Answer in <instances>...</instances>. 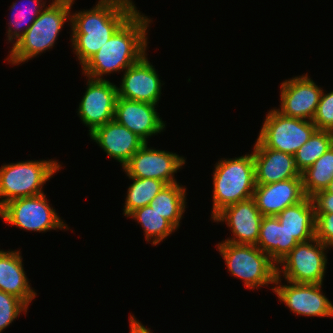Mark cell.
Here are the masks:
<instances>
[{"label": "cell", "mask_w": 333, "mask_h": 333, "mask_svg": "<svg viewBox=\"0 0 333 333\" xmlns=\"http://www.w3.org/2000/svg\"><path fill=\"white\" fill-rule=\"evenodd\" d=\"M137 11L132 0H99L71 15V43L82 66Z\"/></svg>", "instance_id": "6da1fadb"}, {"label": "cell", "mask_w": 333, "mask_h": 333, "mask_svg": "<svg viewBox=\"0 0 333 333\" xmlns=\"http://www.w3.org/2000/svg\"><path fill=\"white\" fill-rule=\"evenodd\" d=\"M152 20L137 10L83 65V74L103 80V75L125 71L138 62L147 48V29Z\"/></svg>", "instance_id": "7a4b0ae2"}, {"label": "cell", "mask_w": 333, "mask_h": 333, "mask_svg": "<svg viewBox=\"0 0 333 333\" xmlns=\"http://www.w3.org/2000/svg\"><path fill=\"white\" fill-rule=\"evenodd\" d=\"M73 3L74 0H52L12 46L6 60L12 65H18L54 47L65 22L71 19Z\"/></svg>", "instance_id": "3957f363"}, {"label": "cell", "mask_w": 333, "mask_h": 333, "mask_svg": "<svg viewBox=\"0 0 333 333\" xmlns=\"http://www.w3.org/2000/svg\"><path fill=\"white\" fill-rule=\"evenodd\" d=\"M213 171L212 219L225 207L253 197L256 187L253 154L221 158Z\"/></svg>", "instance_id": "277c9868"}, {"label": "cell", "mask_w": 333, "mask_h": 333, "mask_svg": "<svg viewBox=\"0 0 333 333\" xmlns=\"http://www.w3.org/2000/svg\"><path fill=\"white\" fill-rule=\"evenodd\" d=\"M56 160H28L0 168V208L11 200L43 194V185L61 169Z\"/></svg>", "instance_id": "5b68a950"}, {"label": "cell", "mask_w": 333, "mask_h": 333, "mask_svg": "<svg viewBox=\"0 0 333 333\" xmlns=\"http://www.w3.org/2000/svg\"><path fill=\"white\" fill-rule=\"evenodd\" d=\"M231 275L242 279L246 288L254 290L275 284L277 265L256 245L222 241L216 246Z\"/></svg>", "instance_id": "8992f818"}, {"label": "cell", "mask_w": 333, "mask_h": 333, "mask_svg": "<svg viewBox=\"0 0 333 333\" xmlns=\"http://www.w3.org/2000/svg\"><path fill=\"white\" fill-rule=\"evenodd\" d=\"M327 248L330 249L315 237L298 243L278 263L282 267L277 265V277L283 275L287 282L322 284L327 268Z\"/></svg>", "instance_id": "52a82bcc"}, {"label": "cell", "mask_w": 333, "mask_h": 333, "mask_svg": "<svg viewBox=\"0 0 333 333\" xmlns=\"http://www.w3.org/2000/svg\"><path fill=\"white\" fill-rule=\"evenodd\" d=\"M48 201L45 193L17 198L0 208V217L6 223L27 231L69 229Z\"/></svg>", "instance_id": "ba28073f"}, {"label": "cell", "mask_w": 333, "mask_h": 333, "mask_svg": "<svg viewBox=\"0 0 333 333\" xmlns=\"http://www.w3.org/2000/svg\"><path fill=\"white\" fill-rule=\"evenodd\" d=\"M316 130L312 121L287 117L271 109L265 116L257 140L266 148L294 156Z\"/></svg>", "instance_id": "9c48e42d"}, {"label": "cell", "mask_w": 333, "mask_h": 333, "mask_svg": "<svg viewBox=\"0 0 333 333\" xmlns=\"http://www.w3.org/2000/svg\"><path fill=\"white\" fill-rule=\"evenodd\" d=\"M287 283L281 285V278L276 276L272 291L291 312L307 317H333V304L323 295V284Z\"/></svg>", "instance_id": "30bf717a"}, {"label": "cell", "mask_w": 333, "mask_h": 333, "mask_svg": "<svg viewBox=\"0 0 333 333\" xmlns=\"http://www.w3.org/2000/svg\"><path fill=\"white\" fill-rule=\"evenodd\" d=\"M145 143L123 167L128 177L152 178L167 185L177 183L174 174L185 164V158L165 150L149 148Z\"/></svg>", "instance_id": "8fae6325"}, {"label": "cell", "mask_w": 333, "mask_h": 333, "mask_svg": "<svg viewBox=\"0 0 333 333\" xmlns=\"http://www.w3.org/2000/svg\"><path fill=\"white\" fill-rule=\"evenodd\" d=\"M87 88L78 107L81 121L91 134L97 127L114 120L117 86L107 79L87 78Z\"/></svg>", "instance_id": "7c38bea8"}, {"label": "cell", "mask_w": 333, "mask_h": 333, "mask_svg": "<svg viewBox=\"0 0 333 333\" xmlns=\"http://www.w3.org/2000/svg\"><path fill=\"white\" fill-rule=\"evenodd\" d=\"M323 89L307 74L281 83L280 109L282 115L312 121Z\"/></svg>", "instance_id": "4fadbf2b"}, {"label": "cell", "mask_w": 333, "mask_h": 333, "mask_svg": "<svg viewBox=\"0 0 333 333\" xmlns=\"http://www.w3.org/2000/svg\"><path fill=\"white\" fill-rule=\"evenodd\" d=\"M263 217L252 197L225 207L212 220L225 222L231 229L234 236L225 241L233 244L256 245Z\"/></svg>", "instance_id": "5bb4252c"}, {"label": "cell", "mask_w": 333, "mask_h": 333, "mask_svg": "<svg viewBox=\"0 0 333 333\" xmlns=\"http://www.w3.org/2000/svg\"><path fill=\"white\" fill-rule=\"evenodd\" d=\"M145 54L123 73L118 97L157 105L161 96V79Z\"/></svg>", "instance_id": "9a60e30c"}, {"label": "cell", "mask_w": 333, "mask_h": 333, "mask_svg": "<svg viewBox=\"0 0 333 333\" xmlns=\"http://www.w3.org/2000/svg\"><path fill=\"white\" fill-rule=\"evenodd\" d=\"M156 105L117 97L114 120L148 143L149 136L162 132L165 123ZM160 117V118H159Z\"/></svg>", "instance_id": "2e32d148"}, {"label": "cell", "mask_w": 333, "mask_h": 333, "mask_svg": "<svg viewBox=\"0 0 333 333\" xmlns=\"http://www.w3.org/2000/svg\"><path fill=\"white\" fill-rule=\"evenodd\" d=\"M306 197L301 176L269 184H256L253 194L263 216H277L286 207L295 205Z\"/></svg>", "instance_id": "e0dca14e"}, {"label": "cell", "mask_w": 333, "mask_h": 333, "mask_svg": "<svg viewBox=\"0 0 333 333\" xmlns=\"http://www.w3.org/2000/svg\"><path fill=\"white\" fill-rule=\"evenodd\" d=\"M90 135L107 156L120 162L122 168L145 144L136 134L115 120L97 127Z\"/></svg>", "instance_id": "ac0fdd59"}, {"label": "cell", "mask_w": 333, "mask_h": 333, "mask_svg": "<svg viewBox=\"0 0 333 333\" xmlns=\"http://www.w3.org/2000/svg\"><path fill=\"white\" fill-rule=\"evenodd\" d=\"M252 154L256 184H269L301 176L293 155L266 148L258 140Z\"/></svg>", "instance_id": "d6986e66"}, {"label": "cell", "mask_w": 333, "mask_h": 333, "mask_svg": "<svg viewBox=\"0 0 333 333\" xmlns=\"http://www.w3.org/2000/svg\"><path fill=\"white\" fill-rule=\"evenodd\" d=\"M21 252L0 250V291L22 300L27 306L36 297L23 268Z\"/></svg>", "instance_id": "ffe728a7"}, {"label": "cell", "mask_w": 333, "mask_h": 333, "mask_svg": "<svg viewBox=\"0 0 333 333\" xmlns=\"http://www.w3.org/2000/svg\"><path fill=\"white\" fill-rule=\"evenodd\" d=\"M299 242L283 227L276 216H264L256 246L278 263Z\"/></svg>", "instance_id": "44dd1931"}, {"label": "cell", "mask_w": 333, "mask_h": 333, "mask_svg": "<svg viewBox=\"0 0 333 333\" xmlns=\"http://www.w3.org/2000/svg\"><path fill=\"white\" fill-rule=\"evenodd\" d=\"M276 217L299 243L315 237L316 212L312 197L286 207Z\"/></svg>", "instance_id": "7402d4cb"}, {"label": "cell", "mask_w": 333, "mask_h": 333, "mask_svg": "<svg viewBox=\"0 0 333 333\" xmlns=\"http://www.w3.org/2000/svg\"><path fill=\"white\" fill-rule=\"evenodd\" d=\"M186 188L179 183L166 185L150 202L158 214L167 219L176 229L186 208Z\"/></svg>", "instance_id": "603a6c76"}, {"label": "cell", "mask_w": 333, "mask_h": 333, "mask_svg": "<svg viewBox=\"0 0 333 333\" xmlns=\"http://www.w3.org/2000/svg\"><path fill=\"white\" fill-rule=\"evenodd\" d=\"M301 177L307 197L324 190L333 179V145L312 166L306 168Z\"/></svg>", "instance_id": "cb8c5ba5"}, {"label": "cell", "mask_w": 333, "mask_h": 333, "mask_svg": "<svg viewBox=\"0 0 333 333\" xmlns=\"http://www.w3.org/2000/svg\"><path fill=\"white\" fill-rule=\"evenodd\" d=\"M127 217H132L138 224L140 223L146 241L152 240L153 245L159 244L177 230L167 219L153 210L150 205L136 209Z\"/></svg>", "instance_id": "d4e9b609"}, {"label": "cell", "mask_w": 333, "mask_h": 333, "mask_svg": "<svg viewBox=\"0 0 333 333\" xmlns=\"http://www.w3.org/2000/svg\"><path fill=\"white\" fill-rule=\"evenodd\" d=\"M133 183L128 187L123 215L128 216L138 208L147 206L167 185L164 181L152 178L129 177Z\"/></svg>", "instance_id": "484cf974"}, {"label": "cell", "mask_w": 333, "mask_h": 333, "mask_svg": "<svg viewBox=\"0 0 333 333\" xmlns=\"http://www.w3.org/2000/svg\"><path fill=\"white\" fill-rule=\"evenodd\" d=\"M333 145V132L316 130L295 153V166L302 173L312 166Z\"/></svg>", "instance_id": "4316f807"}, {"label": "cell", "mask_w": 333, "mask_h": 333, "mask_svg": "<svg viewBox=\"0 0 333 333\" xmlns=\"http://www.w3.org/2000/svg\"><path fill=\"white\" fill-rule=\"evenodd\" d=\"M42 1L43 0H30L29 3L31 7L27 3L28 4L27 7L26 5H24V7L21 5V8L17 7L18 3L13 2L12 6L10 7L12 10L11 12L13 14V15L11 14V17L13 18L11 19V21L9 20L8 23L9 27L8 31L6 32L8 42L13 43L15 41L13 45L16 44L18 40L24 35V33L29 29L32 23L40 15L42 9L45 8L46 6L45 5L46 1L45 2L43 1V3H41ZM15 10H17L18 12Z\"/></svg>", "instance_id": "83f0119b"}, {"label": "cell", "mask_w": 333, "mask_h": 333, "mask_svg": "<svg viewBox=\"0 0 333 333\" xmlns=\"http://www.w3.org/2000/svg\"><path fill=\"white\" fill-rule=\"evenodd\" d=\"M29 307L19 298L0 291V333Z\"/></svg>", "instance_id": "f1b7e54d"}, {"label": "cell", "mask_w": 333, "mask_h": 333, "mask_svg": "<svg viewBox=\"0 0 333 333\" xmlns=\"http://www.w3.org/2000/svg\"><path fill=\"white\" fill-rule=\"evenodd\" d=\"M318 130L333 132V91H322L316 114L312 120Z\"/></svg>", "instance_id": "f546056e"}, {"label": "cell", "mask_w": 333, "mask_h": 333, "mask_svg": "<svg viewBox=\"0 0 333 333\" xmlns=\"http://www.w3.org/2000/svg\"><path fill=\"white\" fill-rule=\"evenodd\" d=\"M315 238L327 247H333V213H316Z\"/></svg>", "instance_id": "4dcf8cb0"}, {"label": "cell", "mask_w": 333, "mask_h": 333, "mask_svg": "<svg viewBox=\"0 0 333 333\" xmlns=\"http://www.w3.org/2000/svg\"><path fill=\"white\" fill-rule=\"evenodd\" d=\"M316 213H333V194L325 190L317 192L312 196Z\"/></svg>", "instance_id": "1f68e13d"}, {"label": "cell", "mask_w": 333, "mask_h": 333, "mask_svg": "<svg viewBox=\"0 0 333 333\" xmlns=\"http://www.w3.org/2000/svg\"><path fill=\"white\" fill-rule=\"evenodd\" d=\"M129 321L130 333H152V331H150V328L148 329L147 327L142 325V323L139 322V320H136L134 316L130 315Z\"/></svg>", "instance_id": "d6a6232c"}, {"label": "cell", "mask_w": 333, "mask_h": 333, "mask_svg": "<svg viewBox=\"0 0 333 333\" xmlns=\"http://www.w3.org/2000/svg\"><path fill=\"white\" fill-rule=\"evenodd\" d=\"M327 193L333 194V179L329 182L328 186L324 189Z\"/></svg>", "instance_id": "836d02e7"}]
</instances>
